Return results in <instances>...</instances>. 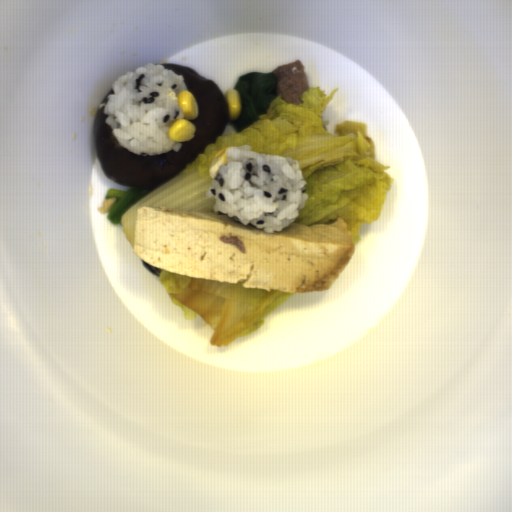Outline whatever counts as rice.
<instances>
[{
    "mask_svg": "<svg viewBox=\"0 0 512 512\" xmlns=\"http://www.w3.org/2000/svg\"><path fill=\"white\" fill-rule=\"evenodd\" d=\"M226 157L205 192L215 198L214 213L271 234L297 220L309 197L296 159L253 152L249 145L228 148Z\"/></svg>",
    "mask_w": 512,
    "mask_h": 512,
    "instance_id": "obj_1",
    "label": "rice"
},
{
    "mask_svg": "<svg viewBox=\"0 0 512 512\" xmlns=\"http://www.w3.org/2000/svg\"><path fill=\"white\" fill-rule=\"evenodd\" d=\"M103 113L106 124L121 147L138 156L180 152L183 144L172 141L173 123L185 119L178 94L188 91L185 78L161 63H146L124 72L111 85Z\"/></svg>",
    "mask_w": 512,
    "mask_h": 512,
    "instance_id": "obj_2",
    "label": "rice"
}]
</instances>
